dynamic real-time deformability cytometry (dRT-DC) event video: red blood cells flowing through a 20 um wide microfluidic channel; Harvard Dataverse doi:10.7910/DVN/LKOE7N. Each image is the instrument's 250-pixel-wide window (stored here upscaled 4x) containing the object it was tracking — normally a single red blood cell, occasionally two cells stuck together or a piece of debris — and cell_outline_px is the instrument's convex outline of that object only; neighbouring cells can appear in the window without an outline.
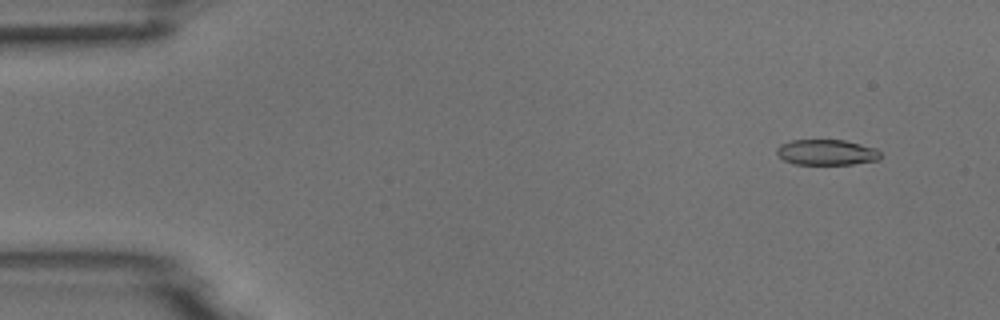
{"species": "common noctule bat (a hibernating species)", "species_latin": "Nyctalus noctula", "temperature_condition": "room temperature", "stored_images_in_passage": 6, "camera_frame_rate_fps": 3000, "um_per_image_px": 0.085, "animal": {"sex": "male", "body_mass_g": 18.8}, "frame": {"image": 1, "passage_image": 2, "time_ms": 0.333, "image_size_px": [1000, 320], "cell_outline_px": [[880, 160], [852, 164], [796, 164], [784, 160], [776, 152], [776, 148], [780, 144], [792, 140], [844, 140], [876, 148], [880, 152]], "centroid_in_image_um": [70.27, 12.94], "position_along_channel_um": 14.7, "area_um2": 15.43}}